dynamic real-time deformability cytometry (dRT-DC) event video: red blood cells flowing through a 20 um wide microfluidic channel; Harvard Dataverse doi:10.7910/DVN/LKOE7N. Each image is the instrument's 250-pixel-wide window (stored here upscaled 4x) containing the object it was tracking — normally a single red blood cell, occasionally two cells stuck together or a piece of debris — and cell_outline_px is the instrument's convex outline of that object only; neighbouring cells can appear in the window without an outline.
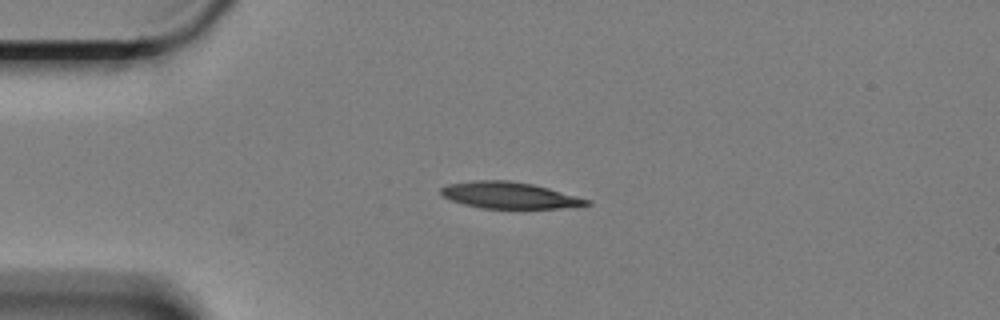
{"species": "Egyptian fruit bat (a non-hibernating species)", "species_latin": "Rousettus aegyptiacus", "temperature_condition": "cold", "stored_images_in_passage": 2, "camera_frame_rate_fps": 3000, "um_per_image_px": 0.085, "animal": {"sex": "female"}, "frame": {"image": 1, "passage_image": 2, "time_ms": 0.333, "image_size_px": [1000, 320], "cell_outline_px": [[592, 204], [560, 208], [480, 208], [464, 204], [452, 200], [444, 196], [440, 192], [440, 188], [448, 184], [476, 180], [508, 180], [532, 184], [548, 188], [592, 200]], "centroid_in_image_um": [43.31, 16.6], "position_along_channel_um": 41.7, "area_um2": 22.31}}